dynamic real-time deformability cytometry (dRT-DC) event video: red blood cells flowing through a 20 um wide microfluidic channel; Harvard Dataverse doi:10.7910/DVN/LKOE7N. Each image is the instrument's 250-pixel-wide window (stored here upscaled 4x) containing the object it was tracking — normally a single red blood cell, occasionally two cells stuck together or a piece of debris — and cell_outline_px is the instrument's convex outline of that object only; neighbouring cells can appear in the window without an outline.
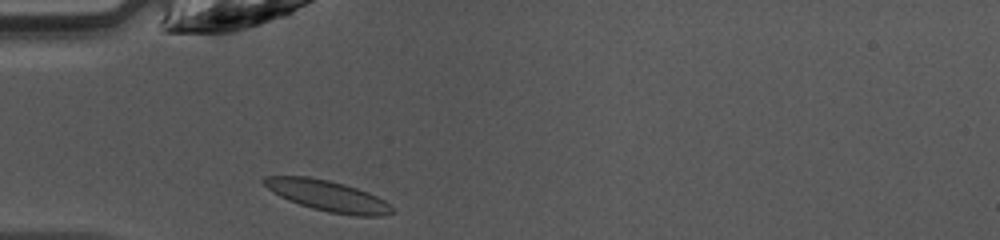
{"species": "common noctule bat (a hibernating species)", "species_latin": "Nyctalus noctula", "temperature_condition": "warm", "stored_images_in_passage": 34, "camera_frame_rate_fps": 3000, "um_per_image_px": 0.085, "animal": {"sex": "female", "body_mass_g": 10.0, "forearm_length_mm": 53.1}, "frame": {"image": 1, "passage_image": 1, "time_ms": 0.0, "image_size_px": [1000, 240], "cell_outline_px": [[392, 212], [384, 216], [356, 216], [328, 212], [312, 208], [288, 200], [280, 196], [268, 188], [260, 180], [264, 176], [308, 176], [328, 180], [344, 184], [368, 192], [384, 200], [392, 208]], "centroid_in_image_um": [27.83, 16.64], "position_along_channel_um": 57.2, "area_um2": 22.83}}
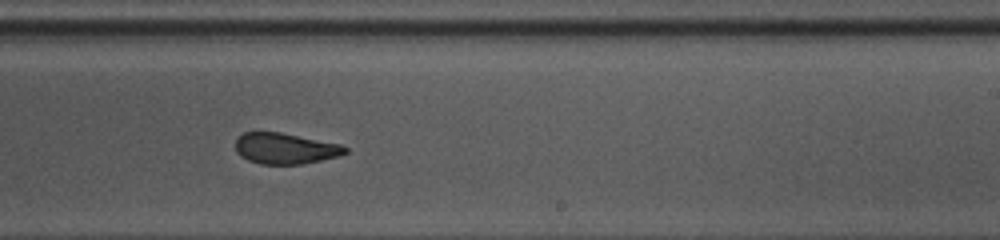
{"frame": {"image": 2, "passage_image": 16, "time_ms": 5.0, "image_size_px": [1000, 240], "cell_outline_px": [[348, 152], [340, 156], [300, 164], [260, 164], [248, 160], [240, 156], [236, 152], [236, 140], [244, 132], [280, 132], [340, 144], [348, 148]], "centroid_in_image_um": [24.24, 12.62], "position_along_channel_um": 264.8, "area_um2": 19.71}}
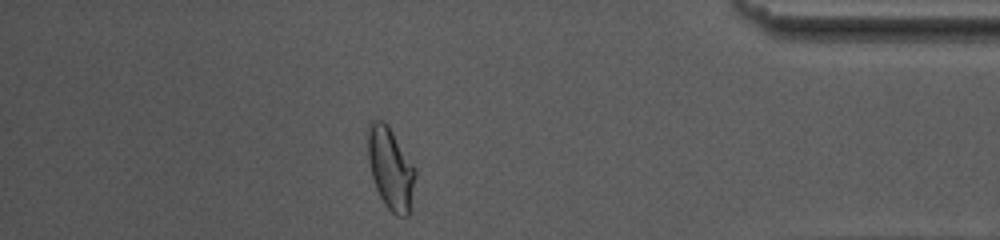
{"frame": {"image": 3, "passage_image": 28, "time_ms": 9.0, "image_size_px": [1000, 240], "cell_outline_px": [[416, 176], [412, 212], [408, 216], [396, 216], [384, 204], [376, 188], [372, 176], [368, 160], [368, 124], [372, 120], [380, 120], [388, 124], [416, 168]], "centroid_in_image_um": [33.24, 14.36], "position_along_channel_um": 402.0, "area_um2": 23.12}, "authors_computed_cell_mechanics": {"area_um2": 21.1837, "velocity_mm_per_s": 4.2418, "shape_relaxation_time_tau1_ms": 4.8115, "shape_relaxation_time_tau2_ms": 1.6825, "deformation_change_tau1": 0.1817, "deformation_change_tau2": 0.0829}}